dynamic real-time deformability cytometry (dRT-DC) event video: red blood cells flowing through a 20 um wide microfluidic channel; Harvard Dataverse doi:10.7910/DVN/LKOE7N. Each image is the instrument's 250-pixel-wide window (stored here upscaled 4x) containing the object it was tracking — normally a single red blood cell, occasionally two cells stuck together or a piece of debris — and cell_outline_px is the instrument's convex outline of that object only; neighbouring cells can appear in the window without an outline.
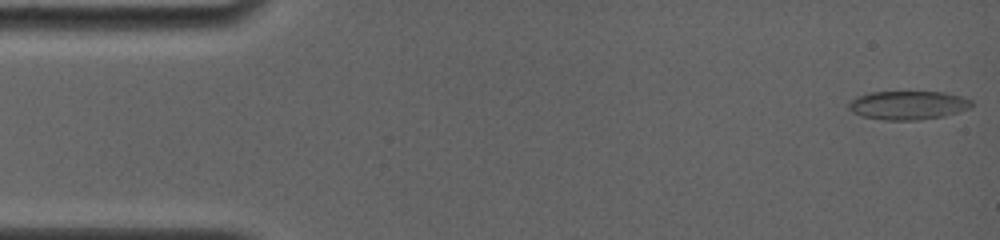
{"species": "common noctule bat (a hibernating species)", "species_latin": "Nyctalus noctula", "temperature_condition": "room temperature", "stored_images_in_passage": 35, "camera_frame_rate_fps": 4000, "um_per_image_px": 0.085, "animal": {"sex": "female", "body_mass_g": 19.0, "forearm_length_mm": 56.7}, "frame": {"image": 1, "passage_image": 1, "time_ms": 0.0, "image_size_px": [1000, 240], "cell_outline_px": [[972, 104], [936, 116], [904, 120], [892, 120], [864, 116], [848, 108], [848, 104], [852, 100], [860, 96], [872, 92], [936, 92], [956, 96], [968, 100]], "centroid_in_image_um": [77.0, 8.91], "position_along_channel_um": 8.0, "area_um2": 18.79}}
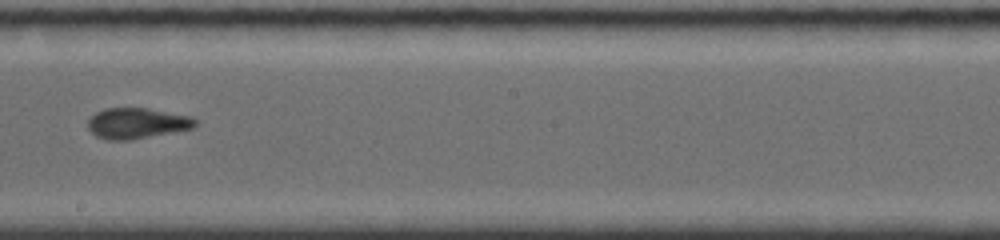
{"frame": {"image": 2, "passage_image": 17, "time_ms": 4.0, "image_size_px": [1000, 240], "cell_outline_px": [[196, 124], [192, 128], [132, 140], [108, 140], [96, 136], [88, 128], [88, 120], [96, 112], [104, 108], [148, 108], [192, 116], [196, 120]], "centroid_in_image_um": [11.63, 10.47], "position_along_channel_um": 236.6, "area_um2": 19.19}}
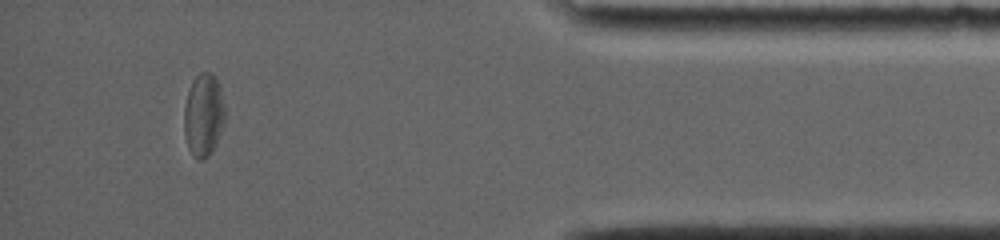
{"frame": {"image": 3, "passage_image": 31, "time_ms": 7.5, "image_size_px": [1000, 240], "cell_outline_px": [[224, 120], [216, 140], [208, 156], [200, 160], [196, 160], [192, 156], [188, 148], [184, 132], [184, 108], [188, 92], [196, 76], [200, 72], [212, 72], [216, 76], [220, 88], [224, 104]], "centroid_in_image_um": [17.28, 9.76], "position_along_channel_um": 417.9, "area_um2": 19.42}}